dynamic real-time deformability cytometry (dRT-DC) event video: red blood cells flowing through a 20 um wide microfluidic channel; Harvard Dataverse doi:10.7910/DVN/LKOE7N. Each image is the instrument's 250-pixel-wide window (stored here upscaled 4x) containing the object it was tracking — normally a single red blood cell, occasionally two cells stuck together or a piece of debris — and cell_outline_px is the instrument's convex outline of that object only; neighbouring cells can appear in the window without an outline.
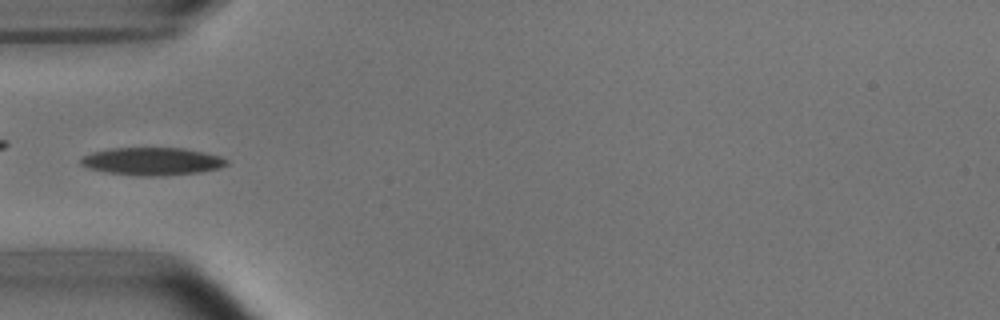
{"species": "common noctule bat (a hibernating species)", "species_latin": "Nyctalus noctula", "temperature_condition": "room temperature", "stored_images_in_passage": 6, "camera_frame_rate_fps": 3000, "um_per_image_px": 0.085, "animal": {"sex": "male", "body_mass_g": 15.6}, "frame": {"image": 1, "passage_image": 6, "time_ms": 5.667, "image_size_px": [1000, 320], "cell_outline_px": [[228, 164], [216, 168], [200, 172], [160, 176], [140, 176], [108, 172], [88, 168], [80, 164], [80, 160], [84, 156], [92, 152], [112, 148], [184, 148], [204, 152], [220, 156], [228, 160]], "centroid_in_image_um": [12.93, 13.71], "position_along_channel_um": 72.1, "area_um2": 23.41}}